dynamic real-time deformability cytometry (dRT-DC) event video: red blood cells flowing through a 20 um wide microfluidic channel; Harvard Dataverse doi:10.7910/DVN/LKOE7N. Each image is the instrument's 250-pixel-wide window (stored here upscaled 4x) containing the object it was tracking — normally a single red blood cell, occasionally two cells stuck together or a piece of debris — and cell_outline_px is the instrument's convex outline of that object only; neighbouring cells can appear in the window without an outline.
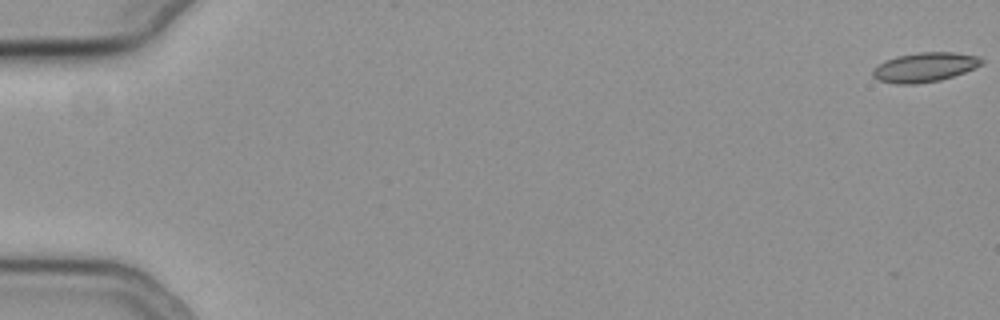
{"species": "common noctule bat (a hibernating species)", "species_latin": "Nyctalus noctula", "temperature_condition": "cold", "stored_images_in_passage": 5, "camera_frame_rate_fps": 3000, "um_per_image_px": 0.085, "animal": {"sex": "female", "body_mass_g": 19.3, "forearm_length_mm": 54.1}, "frame": {"image": 1, "passage_image": 1, "time_ms": 0.0, "image_size_px": [1000, 320], "cell_outline_px": [[984, 60], [980, 64], [964, 72], [940, 80], [916, 84], [896, 84], [876, 80], [872, 76], [872, 68], [884, 60], [896, 56], [920, 52], [952, 52], [980, 56]], "centroid_in_image_um": [78.53, 5.71], "position_along_channel_um": 6.5, "area_um2": 18.73}}